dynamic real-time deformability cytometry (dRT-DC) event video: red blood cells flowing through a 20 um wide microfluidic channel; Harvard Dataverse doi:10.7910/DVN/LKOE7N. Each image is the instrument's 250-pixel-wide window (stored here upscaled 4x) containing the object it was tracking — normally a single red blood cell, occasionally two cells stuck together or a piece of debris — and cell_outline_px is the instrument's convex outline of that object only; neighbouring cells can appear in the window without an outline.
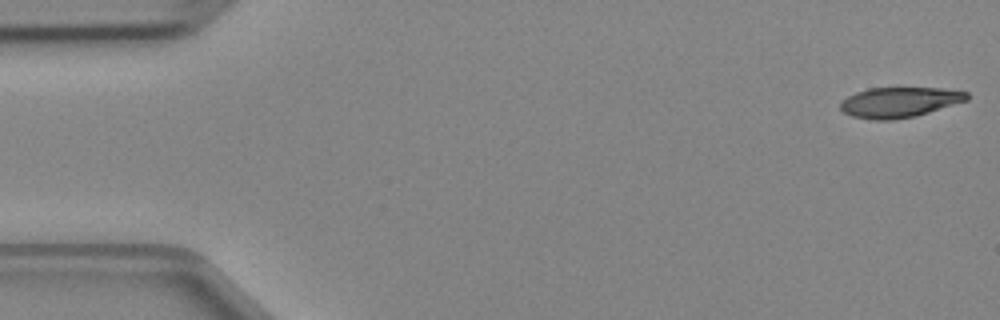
{"species": "Egyptian fruit bat (a non-hibernating species)", "species_latin": "Rousettus aegyptiacus", "temperature_condition": "cold", "stored_images_in_passage": 4, "camera_frame_rate_fps": 3000, "um_per_image_px": 0.085, "animal": {"sex": "female"}, "frame": {"image": 1, "passage_image": 1, "time_ms": 0.0, "image_size_px": [1000, 320], "cell_outline_px": [[968, 100], [916, 116], [892, 120], [872, 120], [852, 116], [844, 112], [840, 108], [840, 104], [848, 96], [856, 92], [868, 88], [940, 88], [968, 92]], "centroid_in_image_um": [76.45, 8.69], "position_along_channel_um": 8.6, "area_um2": 22.2}}
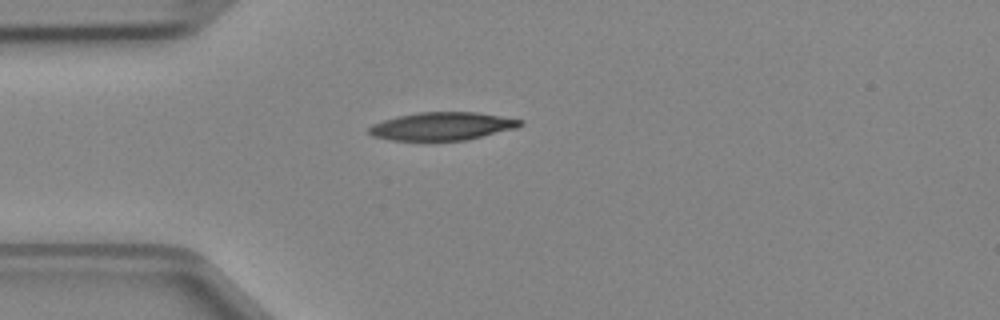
{"frame": {"image": 2, "passage_image": 4, "time_ms": 1.0, "image_size_px": [1000, 320], "cell_outline_px": [[524, 124], [516, 128], [468, 140], [392, 140], [372, 136], [368, 132], [368, 128], [372, 124], [396, 116], [420, 112], [476, 112], [524, 120]], "centroid_in_image_um": [37.59, 10.72], "position_along_channel_um": 47.4, "area_um2": 24.68}}